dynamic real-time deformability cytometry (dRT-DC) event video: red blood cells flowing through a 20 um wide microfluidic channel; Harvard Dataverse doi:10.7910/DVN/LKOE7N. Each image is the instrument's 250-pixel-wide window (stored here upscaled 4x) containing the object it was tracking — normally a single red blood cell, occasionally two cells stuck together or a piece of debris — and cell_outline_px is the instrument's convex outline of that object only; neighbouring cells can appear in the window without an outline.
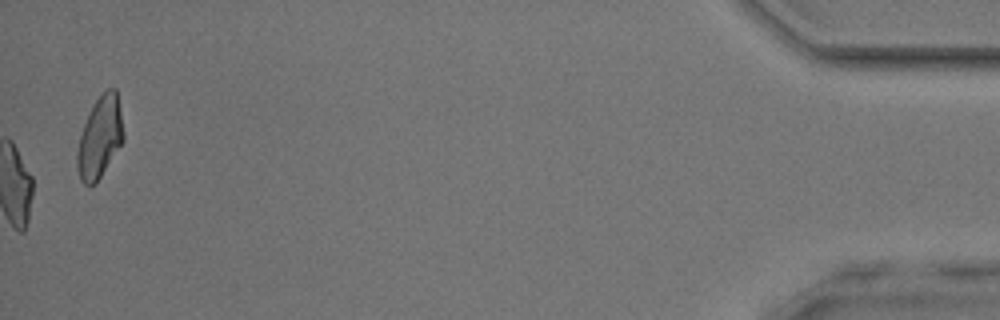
{"species": "common noctule bat (a hibernating species)", "species_latin": "Nyctalus noctula", "temperature_condition": "room temperature", "stored_images_in_passage": 41, "camera_frame_rate_fps": 3000, "um_per_image_px": 0.085, "animal": {"sex": "male", "body_mass_g": 17.9, "forearm_length_mm": 54.2}, "frame": {"image": 1, "passage_image": 41, "time_ms": 13.333, "image_size_px": [1000, 320], "cell_outline_px": [[124, 140], [100, 176], [92, 184], [84, 184], [80, 180], [76, 168], [76, 152], [80, 136], [84, 124], [96, 100], [108, 88], [116, 88], [124, 132]], "centroid_in_image_um": [8.48, 11.67], "position_along_channel_um": 426.7, "area_um2": 21.5}, "authors_computed_cell_mechanics": {"area_um2": 19.3052, "velocity_mm_per_s": 4.089, "shape_relaxation_time_tau1_ms": 6.0421, "shape_relaxation_time_tau2_ms": 1.6298, "deformation_change_tau1": 0.1551, "deformation_change_tau2": 0.0897}}